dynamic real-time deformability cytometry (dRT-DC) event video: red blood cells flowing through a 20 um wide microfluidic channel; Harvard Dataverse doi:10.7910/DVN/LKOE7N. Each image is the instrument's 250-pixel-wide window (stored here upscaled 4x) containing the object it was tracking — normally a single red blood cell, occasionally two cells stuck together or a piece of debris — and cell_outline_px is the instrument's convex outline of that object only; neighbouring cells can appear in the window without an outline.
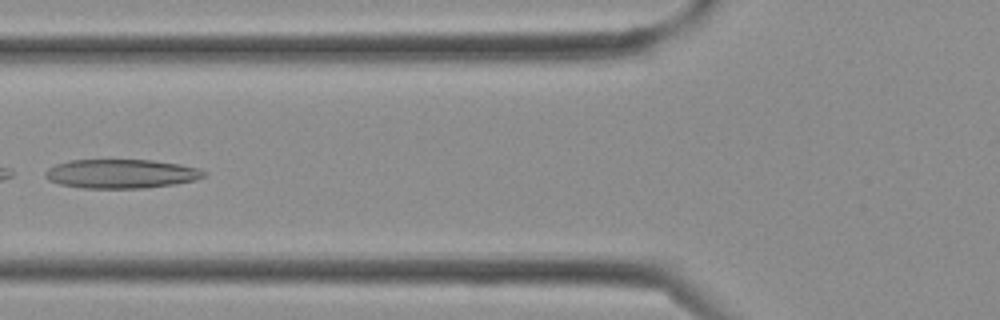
{"species": "Egyptian fruit bat (a non-hibernating species)", "species_latin": "Rousettus aegyptiacus", "temperature_condition": "cold", "stored_images_in_passage": 2, "camera_frame_rate_fps": 3000, "um_per_image_px": 0.085, "frame": {"image": 1, "passage_image": 2, "time_ms": 0.333, "image_size_px": [1000, 320], "cell_outline_px": [[208, 172], [204, 176], [196, 180], [172, 184], [144, 188], [84, 188], [60, 184], [48, 180], [44, 176], [44, 172], [48, 168], [56, 164], [72, 160], [152, 160], [180, 164], [200, 168]], "centroid_in_image_um": [10.31, 14.76], "position_along_channel_um": 115.5, "area_um2": 26.88}}